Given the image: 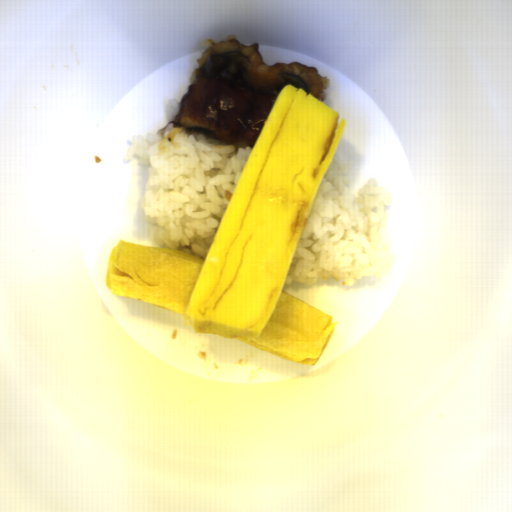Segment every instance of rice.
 <instances>
[{
	"label": "rice",
	"mask_w": 512,
	"mask_h": 512,
	"mask_svg": "<svg viewBox=\"0 0 512 512\" xmlns=\"http://www.w3.org/2000/svg\"><path fill=\"white\" fill-rule=\"evenodd\" d=\"M179 98L167 100V123L137 133L123 161L148 169L142 210L156 247L206 258L242 171L253 151L176 127Z\"/></svg>",
	"instance_id": "652b925c"
},
{
	"label": "rice",
	"mask_w": 512,
	"mask_h": 512,
	"mask_svg": "<svg viewBox=\"0 0 512 512\" xmlns=\"http://www.w3.org/2000/svg\"><path fill=\"white\" fill-rule=\"evenodd\" d=\"M350 168L349 162L333 155L284 286L298 282L310 287L320 280H337L350 288L389 274L386 223L395 199L374 177L362 187L353 185Z\"/></svg>",
	"instance_id": "023b6e5f"
}]
</instances>
